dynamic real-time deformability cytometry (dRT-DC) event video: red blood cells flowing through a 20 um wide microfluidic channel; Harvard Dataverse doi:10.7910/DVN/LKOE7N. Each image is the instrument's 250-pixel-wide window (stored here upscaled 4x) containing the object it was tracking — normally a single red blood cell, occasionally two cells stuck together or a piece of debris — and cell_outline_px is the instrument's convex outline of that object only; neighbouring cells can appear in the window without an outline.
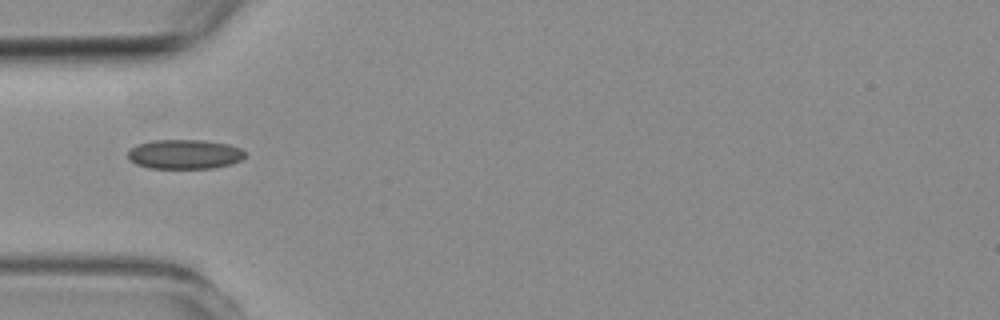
{"species": "common noctule bat (a hibernating species)", "species_latin": "Nyctalus noctula", "temperature_condition": "room temperature", "stored_images_in_passage": 3, "camera_frame_rate_fps": 3000, "um_per_image_px": 0.085, "animal": {"sex": "female", "body_mass_g": 19.3, "forearm_length_mm": 54.1}, "frame": {"image": 1, "passage_image": 2, "time_ms": 1.333, "image_size_px": [1000, 320], "cell_outline_px": [[244, 156], [240, 160], [232, 164], [212, 168], [148, 168], [136, 164], [128, 160], [128, 152], [132, 148], [140, 144], [152, 140], [200, 140], [228, 144], [240, 148], [244, 152]], "centroid_in_image_um": [15.67, 13.12], "position_along_channel_um": 69.3, "area_um2": 20.0}}
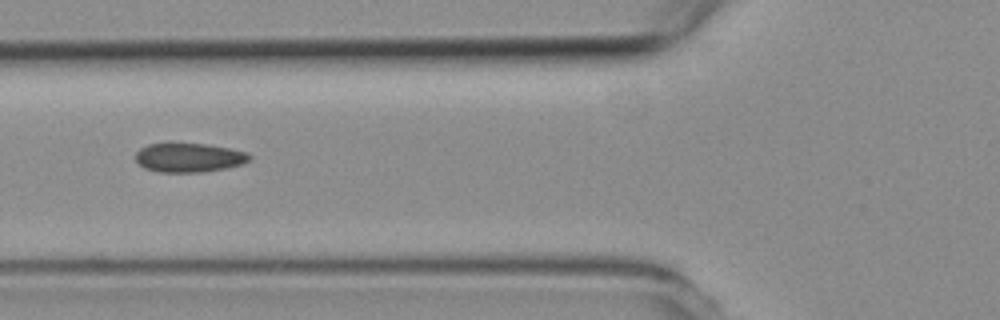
{"frame": {"image": 2, "passage_image": 3, "time_ms": 2.333, "image_size_px": [1000, 320], "cell_outline_px": [[252, 156], [244, 164], [228, 168], [200, 172], [160, 172], [144, 168], [136, 160], [136, 152], [140, 148], [148, 144], [204, 144], [228, 148], [248, 152]], "centroid_in_image_um": [16.09, 13.4], "position_along_channel_um": 109.7, "area_um2": 19.19}}